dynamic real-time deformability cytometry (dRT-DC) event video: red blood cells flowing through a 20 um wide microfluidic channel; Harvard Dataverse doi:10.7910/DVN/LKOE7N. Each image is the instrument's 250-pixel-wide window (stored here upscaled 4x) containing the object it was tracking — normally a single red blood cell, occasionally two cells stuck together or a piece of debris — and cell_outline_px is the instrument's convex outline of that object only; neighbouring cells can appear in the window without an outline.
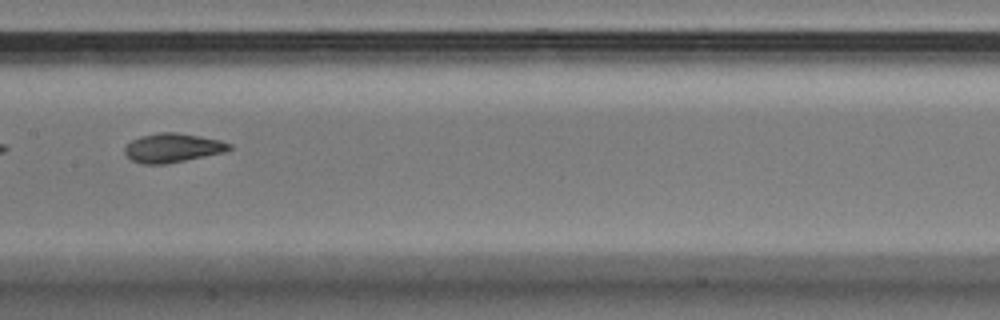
{"species": "Egyptian fruit bat (a non-hibernating species)", "species_latin": "Rousettus aegyptiacus", "temperature_condition": "warm", "stored_images_in_passage": 41, "camera_frame_rate_fps": 3000, "um_per_image_px": 0.085, "animal": {"sex": "male"}, "frame": {"image": 1, "passage_image": 12, "time_ms": 3.667, "image_size_px": [1000, 320], "cell_outline_px": [[232, 148], [224, 152], [164, 164], [144, 164], [132, 160], [124, 152], [124, 148], [132, 140], [140, 136], [160, 132], [176, 132], [220, 140], [232, 144]], "centroid_in_image_um": [14.67, 12.56], "position_along_channel_um": 192.7, "area_um2": 17.46}}